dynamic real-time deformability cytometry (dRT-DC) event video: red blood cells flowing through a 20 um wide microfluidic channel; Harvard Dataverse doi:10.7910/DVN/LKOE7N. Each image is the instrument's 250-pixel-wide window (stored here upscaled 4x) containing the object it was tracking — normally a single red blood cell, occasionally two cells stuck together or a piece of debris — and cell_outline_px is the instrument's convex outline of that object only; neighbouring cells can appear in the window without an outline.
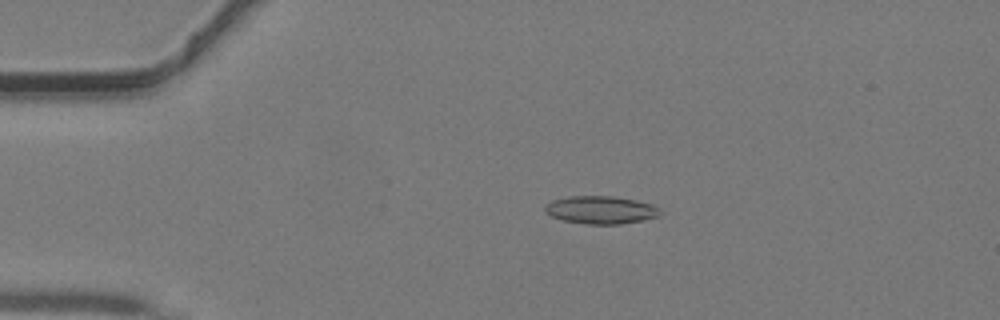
{"species": "common noctule bat (a hibernating species)", "species_latin": "Nyctalus noctula", "temperature_condition": "warm", "stored_images_in_passage": 35, "camera_frame_rate_fps": 3000, "um_per_image_px": 0.085, "animal": {"sex": "male", "body_mass_g": 19.2, "forearm_length_mm": 51.8}, "frame": {"image": 1, "passage_image": 1, "time_ms": 0.0, "image_size_px": [1000, 320], "cell_outline_px": [[660, 212], [656, 216], [640, 220], [620, 224], [588, 224], [560, 220], [544, 212], [544, 204], [552, 200], [568, 196], [612, 196], [636, 200], [652, 204], [660, 208]], "centroid_in_image_um": [51.0, 17.83], "position_along_channel_um": 34.0, "area_um2": 18.67}}
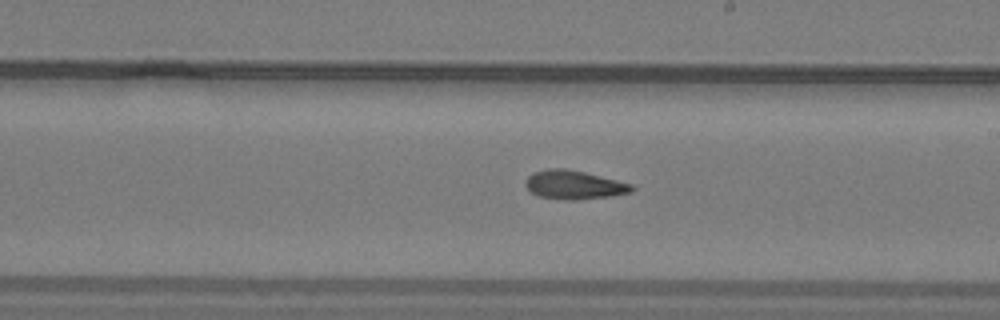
{"frame": {"image": 2, "passage_image": 17, "time_ms": 5.333, "image_size_px": [1000, 320], "cell_outline_px": [[636, 188], [632, 192], [608, 196], [576, 200], [572, 200], [540, 196], [532, 192], [524, 184], [528, 176], [532, 172], [548, 168], [564, 168], [584, 172], [632, 184]], "centroid_in_image_um": [48.79, 15.7], "position_along_channel_um": 240.2, "area_um2": 17.57}}
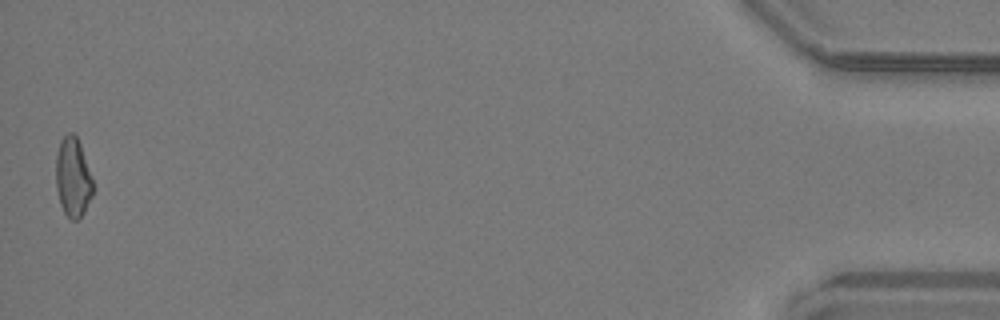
{"frame": {"image": 3, "passage_image": 35, "time_ms": 11.333, "image_size_px": [1000, 320], "cell_outline_px": [[92, 196], [84, 212], [76, 220], [72, 220], [64, 212], [60, 204], [56, 188], [56, 152], [60, 140], [68, 132], [72, 132], [76, 136], [80, 144], [92, 180]], "centroid_in_image_um": [6.17, 15.06], "position_along_channel_um": 429.0, "area_um2": 16.94}}